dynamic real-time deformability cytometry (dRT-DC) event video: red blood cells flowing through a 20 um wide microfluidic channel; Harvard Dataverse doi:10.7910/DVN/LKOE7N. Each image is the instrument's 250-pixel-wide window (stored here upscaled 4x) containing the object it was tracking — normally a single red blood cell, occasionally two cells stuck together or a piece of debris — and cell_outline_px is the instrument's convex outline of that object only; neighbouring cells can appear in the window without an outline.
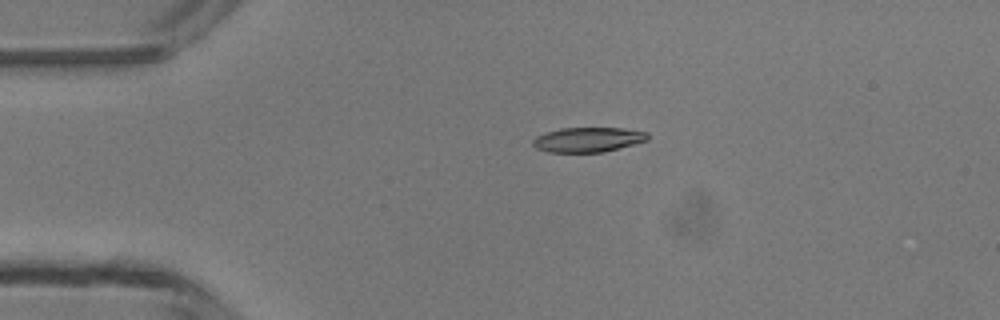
{"species": "common noctule bat (a hibernating species)", "species_latin": "Nyctalus noctula", "temperature_condition": "room temperature", "stored_images_in_passage": 5, "camera_frame_rate_fps": 3000, "um_per_image_px": 0.085, "animal": {"sex": "male", "body_mass_g": 13.3}, "frame": {"image": 1, "passage_image": 4, "time_ms": 3.333, "image_size_px": [1000, 320], "cell_outline_px": [[648, 140], [636, 144], [604, 152], [548, 152], [536, 148], [532, 144], [532, 140], [536, 136], [544, 132], [560, 128], [624, 128], [648, 132]], "centroid_in_image_um": [49.98, 11.87], "position_along_channel_um": 35.0, "area_um2": 16.76}}